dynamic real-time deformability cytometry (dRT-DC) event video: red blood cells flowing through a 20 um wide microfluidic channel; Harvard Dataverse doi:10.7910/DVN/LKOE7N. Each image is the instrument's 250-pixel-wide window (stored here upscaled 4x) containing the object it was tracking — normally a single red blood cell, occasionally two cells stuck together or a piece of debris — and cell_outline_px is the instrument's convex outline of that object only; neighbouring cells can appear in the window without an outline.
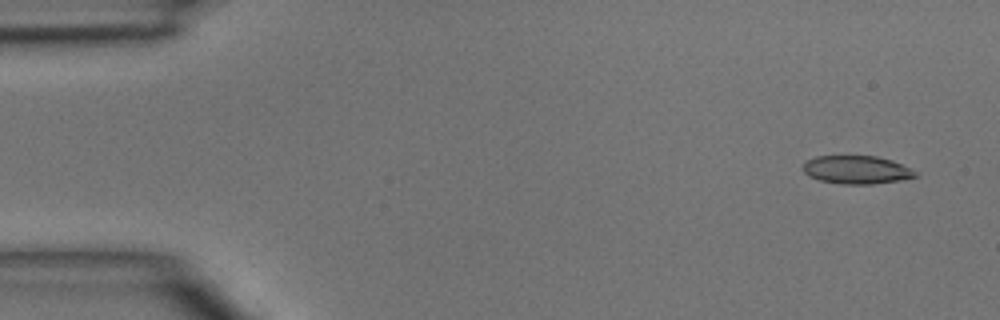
{"species": "common noctule bat (a hibernating species)", "species_latin": "Nyctalus noctula", "temperature_condition": "room temperature", "stored_images_in_passage": 4, "camera_frame_rate_fps": 3000, "um_per_image_px": 0.085, "animal": {"sex": "male", "body_mass_g": 15.6}, "frame": {"image": 1, "passage_image": 1, "time_ms": 0.0, "image_size_px": [1000, 320], "cell_outline_px": [[920, 176], [900, 180], [872, 184], [844, 184], [820, 180], [804, 172], [804, 164], [808, 160], [816, 156], [876, 156], [892, 160], [916, 172]], "centroid_in_image_um": [72.84, 14.43], "position_along_channel_um": 12.2, "area_um2": 18.15}}
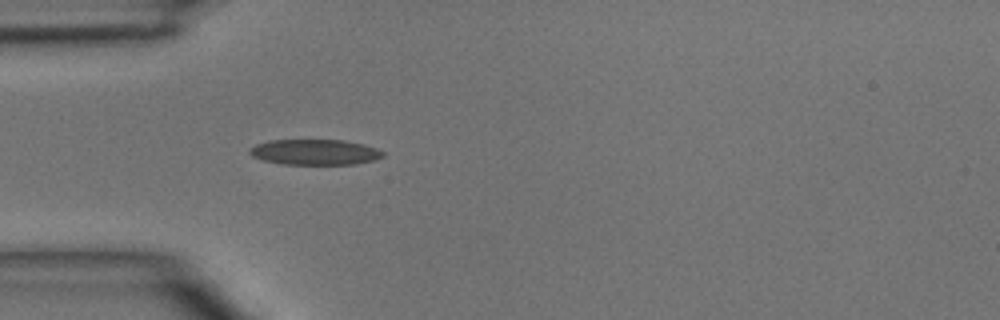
{"frame": {"image": 2, "passage_image": 4, "time_ms": 3.667, "image_size_px": [1000, 320], "cell_outline_px": [[384, 156], [372, 160], [352, 164], [284, 164], [264, 160], [252, 156], [248, 152], [248, 148], [256, 144], [268, 140], [340, 140], [364, 144], [376, 148], [384, 152]], "centroid_in_image_um": [26.72, 12.92], "position_along_channel_um": 58.3, "area_um2": 19.71}}